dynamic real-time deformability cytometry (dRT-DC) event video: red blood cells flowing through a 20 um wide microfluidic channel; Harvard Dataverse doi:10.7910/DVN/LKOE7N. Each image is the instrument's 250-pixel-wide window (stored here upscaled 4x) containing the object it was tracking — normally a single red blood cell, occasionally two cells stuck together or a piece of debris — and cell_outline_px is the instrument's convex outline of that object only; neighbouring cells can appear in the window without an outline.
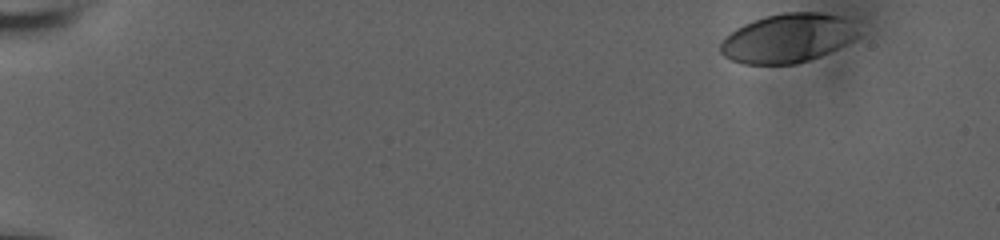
{"species": "human", "species_latin": "Homo sapiens", "temperature_condition": "room temperature", "stored_images_in_passage": 10, "camera_frame_rate_fps": 3000, "um_per_image_px": 0.085, "donor": {"sex": "male"}, "frame": {"image": 1, "passage_image": 1, "time_ms": 0.0, "image_size_px": [1000, 240], "cell_outline_px": [[860, 36], [820, 56], [796, 64], [744, 64], [732, 60], [724, 56], [720, 52], [720, 44], [724, 36], [736, 28], [744, 24], [768, 16], [784, 12], [820, 12], [836, 16], [844, 20]], "centroid_in_image_um": [66.85, 3.27], "position_along_channel_um": 18.1, "area_um2": 38.49}}
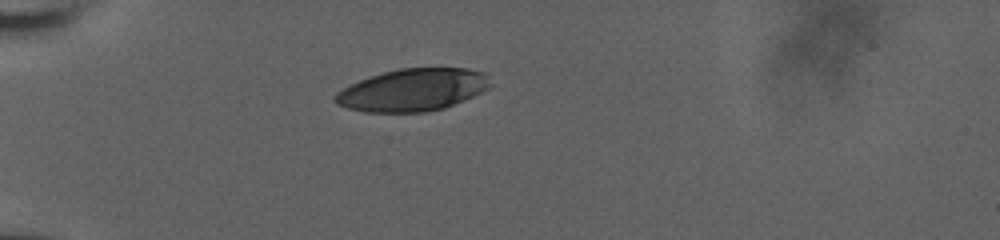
{"frame": {"image": 2, "passage_image": 7, "time_ms": 2.0, "image_size_px": [1000, 240], "cell_outline_px": [[492, 84], [488, 88], [472, 96], [444, 108], [424, 112], [364, 112], [348, 108], [336, 104], [332, 100], [332, 96], [336, 92], [348, 84], [384, 72], [400, 68], [468, 68], [484, 72]], "centroid_in_image_um": [35.03, 7.64], "position_along_channel_um": 50.0, "area_um2": 38.32}}
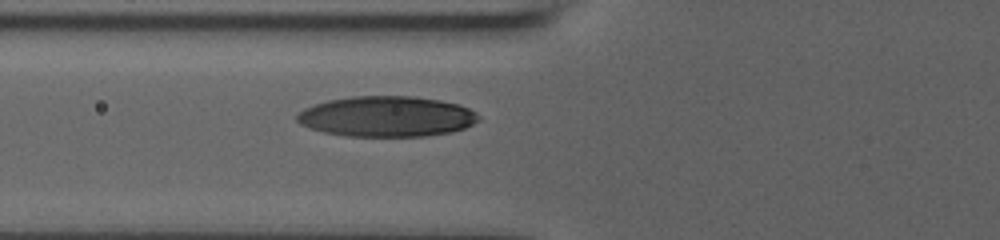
{"frame": {"image": 3, "passage_image": 10, "time_ms": 3.0, "image_size_px": [1000, 240], "cell_outline_px": [[480, 120], [464, 128], [452, 132], [428, 136], [348, 136], [324, 132], [300, 124], [296, 120], [296, 116], [304, 108], [328, 100], [352, 96], [412, 96], [440, 100], [460, 104], [476, 112], [480, 116]], "centroid_in_image_um": [32.9, 9.9], "position_along_channel_um": 92.9, "area_um2": 42.95}}